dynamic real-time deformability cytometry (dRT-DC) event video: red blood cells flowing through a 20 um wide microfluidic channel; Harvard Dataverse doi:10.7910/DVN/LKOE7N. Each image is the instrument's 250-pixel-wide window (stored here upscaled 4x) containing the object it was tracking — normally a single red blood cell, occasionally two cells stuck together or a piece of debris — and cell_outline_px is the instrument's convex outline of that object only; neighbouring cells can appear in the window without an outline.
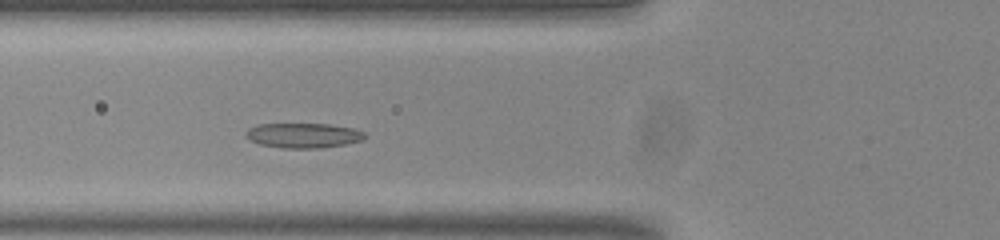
{"species": "common noctule bat (a hibernating species)", "species_latin": "Nyctalus noctula", "temperature_condition": "room temperature", "stored_images_in_passage": 44, "camera_frame_rate_fps": 3000, "um_per_image_px": 0.085, "animal": {"sex": "male", "body_mass_g": 20.0, "forearm_length_mm": 53.3}, "frame": {"image": 1, "passage_image": 12, "time_ms": 3.667, "image_size_px": [1000, 240], "cell_outline_px": [[368, 136], [364, 140], [344, 144], [320, 148], [284, 148], [260, 144], [248, 140], [244, 136], [244, 132], [248, 128], [256, 124], [328, 124], [352, 128], [364, 132]], "centroid_in_image_um": [25.75, 11.51], "position_along_channel_um": 100.1, "area_um2": 17.4}}
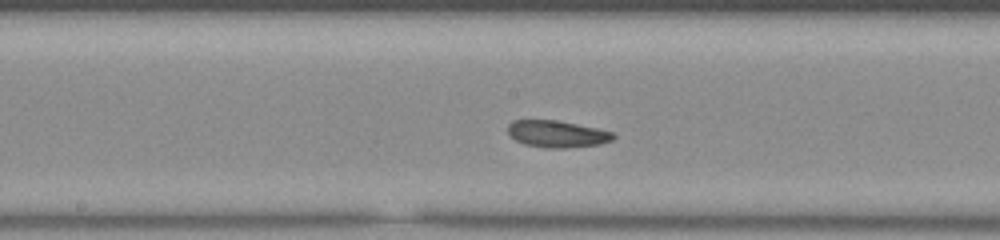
{"frame": {"image": 2, "passage_image": 20, "time_ms": 6.333, "image_size_px": [1000, 240], "cell_outline_px": [[616, 136], [612, 140], [600, 144], [564, 148], [544, 148], [524, 144], [508, 136], [508, 124], [512, 120], [556, 120], [616, 132]], "centroid_in_image_um": [47.34, 11.39], "position_along_channel_um": 200.9, "area_um2": 16.65}}
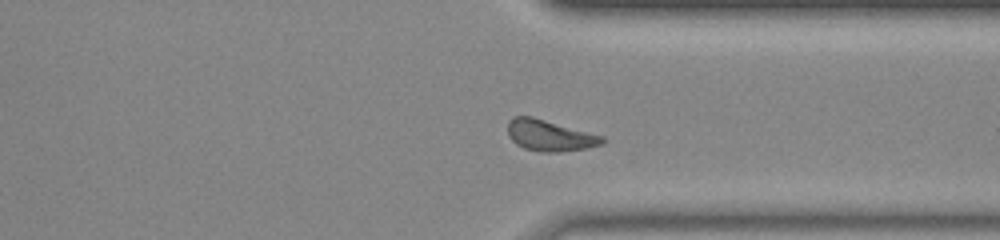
{"frame": {"image": 3, "passage_image": 33, "time_ms": 10.667, "image_size_px": [1000, 240], "cell_outline_px": [[604, 144], [584, 148], [556, 152], [544, 152], [524, 148], [516, 144], [508, 136], [508, 120], [512, 116], [532, 116], [604, 136]], "centroid_in_image_um": [46.7, 11.5], "position_along_channel_um": 364.7, "area_um2": 17.11}, "authors_computed_cell_mechanics": {"area_um2": 17.0221, "velocity_mm_per_s": 3.7745, "shape_relaxation_time_tau1_ms": 3.2298, "shape_relaxation_time_tau2_ms": 3.1805, "deformation_change_tau1": 0.0927, "deformation_change_tau2": 0.0985}}